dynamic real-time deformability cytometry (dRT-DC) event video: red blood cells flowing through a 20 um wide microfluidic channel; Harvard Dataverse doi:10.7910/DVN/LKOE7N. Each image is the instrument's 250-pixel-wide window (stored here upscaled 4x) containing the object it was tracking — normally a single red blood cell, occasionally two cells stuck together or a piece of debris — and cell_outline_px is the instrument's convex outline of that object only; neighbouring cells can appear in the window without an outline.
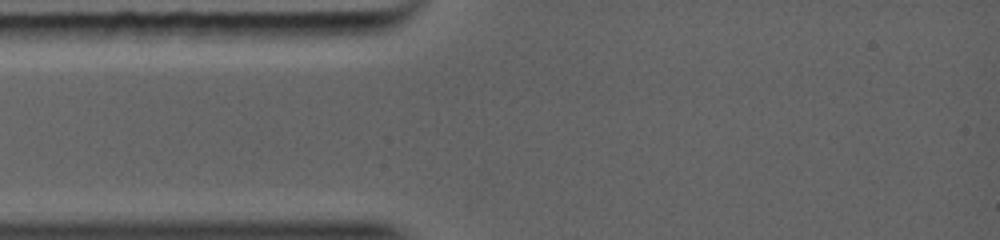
{"species": "common noctule bat (a hibernating species)", "species_latin": "Nyctalus noctula", "temperature_condition": "warm", "stored_images_in_passage": 1, "camera_frame_rate_fps": 5000, "um_per_image_px": 0.085, "animal": {"sex": "female", "body_mass_g": 19.0, "forearm_length_mm": 56.7}, "frame": {"image": 1, "passage_image": 1, "time_ms": 0.0, "image_size_px": [1000, 240], "cell_outline_px": [[508, 160], [496, 164], [476, 164], [432, 156], [420, 152], [416, 148], [448, 140], [472, 140], [492, 144], [508, 152]], "centroid_in_image_um": [39.66, 12.9], "position_along_channel_um": 45.3, "area_um2": 11.1}}